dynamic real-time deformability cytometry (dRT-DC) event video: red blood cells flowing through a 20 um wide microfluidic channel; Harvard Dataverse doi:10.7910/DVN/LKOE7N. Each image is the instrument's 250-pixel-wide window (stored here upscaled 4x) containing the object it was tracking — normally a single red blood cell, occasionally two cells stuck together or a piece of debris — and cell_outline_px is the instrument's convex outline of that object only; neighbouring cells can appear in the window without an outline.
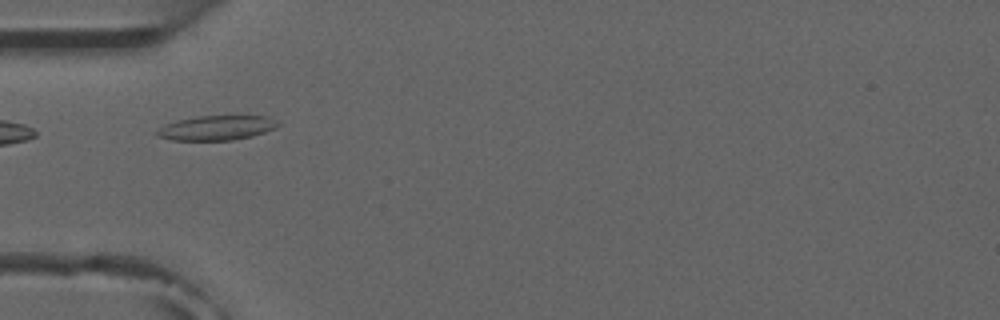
{"species": "common noctule bat (a hibernating species)", "species_latin": "Nyctalus noctula", "temperature_condition": "room temperature", "stored_images_in_passage": 3, "camera_frame_rate_fps": 3000, "um_per_image_px": 0.085, "animal": {"sex": "male", "forearm_length_mm": 52.5}, "frame": {"image": 1, "passage_image": 1, "time_ms": 0.0, "image_size_px": [1000, 320], "cell_outline_px": [[280, 124], [276, 128], [252, 136], [232, 140], [172, 140], [156, 136], [152, 132], [168, 124], [180, 120], [196, 116], [236, 112], [268, 116], [276, 120]], "centroid_in_image_um": [18.5, 10.81], "position_along_channel_um": 66.5, "area_um2": 18.32}}
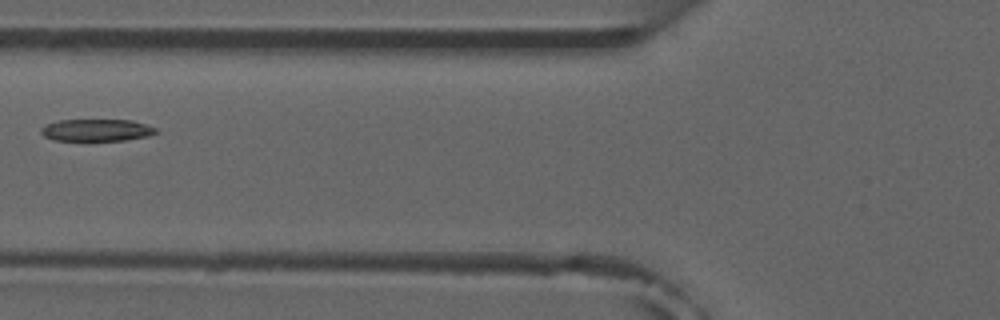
{"frame": {"image": 2, "passage_image": 2, "time_ms": 1.333, "image_size_px": [1000, 320], "cell_outline_px": [[160, 132], [148, 136], [124, 140], [52, 140], [44, 136], [40, 132], [40, 128], [48, 124], [60, 120], [132, 120], [156, 128]], "centroid_in_image_um": [8.22, 11.06], "position_along_channel_um": 117.6, "area_um2": 14.68}}
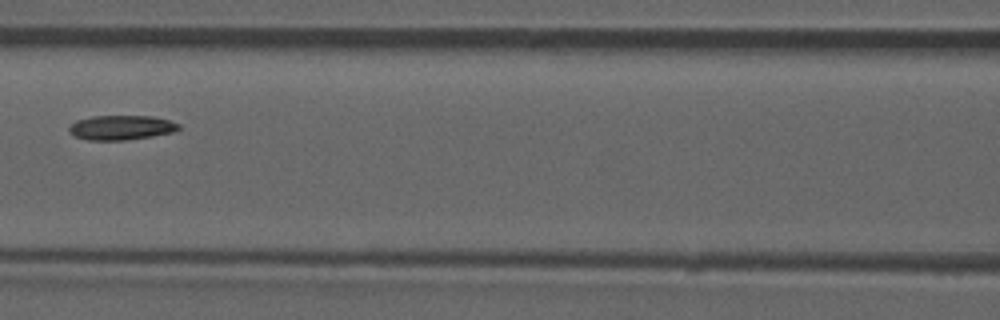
{"frame": {"image": 3, "passage_image": 3, "time_ms": 2.333, "image_size_px": [1000, 320], "cell_outline_px": [[180, 128], [176, 132], [152, 136], [124, 140], [88, 140], [76, 136], [68, 132], [68, 128], [76, 120], [92, 116], [152, 116], [168, 120], [180, 124]], "centroid_in_image_um": [10.32, 10.84], "position_along_channel_um": 156.3, "area_um2": 15.72}}